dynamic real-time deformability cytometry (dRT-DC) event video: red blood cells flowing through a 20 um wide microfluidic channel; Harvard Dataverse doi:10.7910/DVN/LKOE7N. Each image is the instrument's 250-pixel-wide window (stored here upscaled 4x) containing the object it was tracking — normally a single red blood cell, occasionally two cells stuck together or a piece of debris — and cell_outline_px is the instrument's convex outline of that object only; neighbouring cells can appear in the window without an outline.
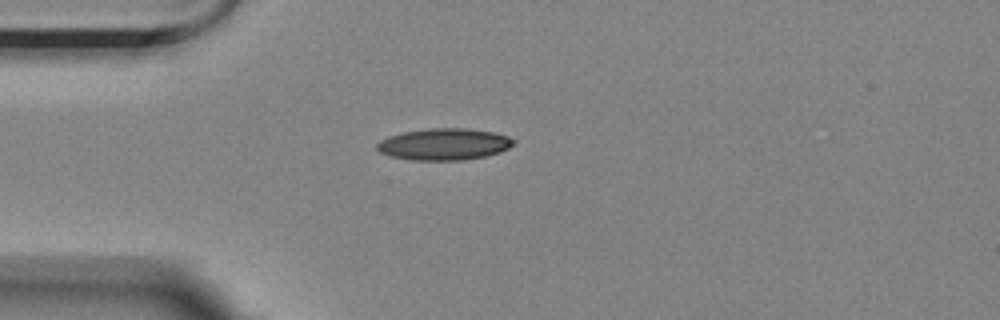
{"species": "Egyptian fruit bat (a non-hibernating species)", "species_latin": "Rousettus aegyptiacus", "temperature_condition": "room temperature", "stored_images_in_passage": 1, "camera_frame_rate_fps": 3000, "um_per_image_px": 0.085, "animal": {"sex": "female"}, "frame": {"image": 1, "passage_image": 1, "time_ms": 0.0, "image_size_px": [1000, 320], "cell_outline_px": [[516, 144], [500, 152], [484, 156], [460, 160], [412, 160], [392, 156], [380, 152], [376, 148], [376, 144], [380, 140], [388, 136], [404, 132], [432, 128], [468, 128], [492, 132], [508, 136], [516, 140]], "centroid_in_image_um": [37.77, 12.25], "position_along_channel_um": 47.2, "area_um2": 25.14}}